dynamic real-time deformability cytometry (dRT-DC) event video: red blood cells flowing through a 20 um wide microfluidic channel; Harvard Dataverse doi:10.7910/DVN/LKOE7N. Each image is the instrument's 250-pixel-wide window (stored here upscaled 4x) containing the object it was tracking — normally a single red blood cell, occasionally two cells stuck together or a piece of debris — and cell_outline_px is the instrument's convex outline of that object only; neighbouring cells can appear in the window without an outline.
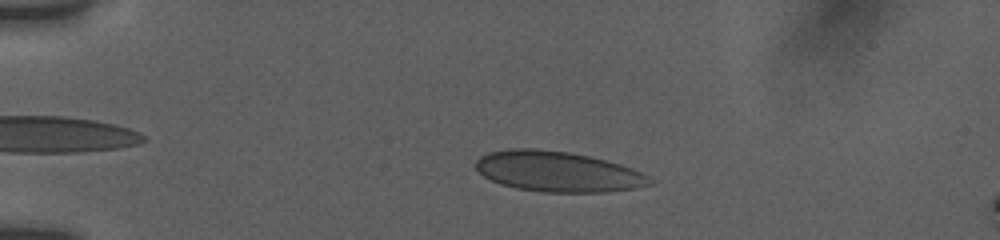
{"species": "human", "species_latin": "Homo sapiens", "temperature_condition": "room temperature", "stored_images_in_passage": 18, "camera_frame_rate_fps": 3000, "um_per_image_px": 0.085, "donor": {"sex": "female"}, "frame": {"image": 1, "passage_image": 10, "time_ms": 3.333, "image_size_px": [1000, 240], "cell_outline_px": [[652, 184], [632, 188], [604, 192], [544, 192], [516, 188], [500, 184], [484, 176], [476, 168], [476, 160], [480, 156], [492, 152], [512, 148], [532, 148], [568, 152], [588, 156], [620, 164], [632, 168], [648, 176], [652, 180]], "centroid_in_image_um": [47.39, 14.58], "position_along_channel_um": 37.6, "area_um2": 40.58}}
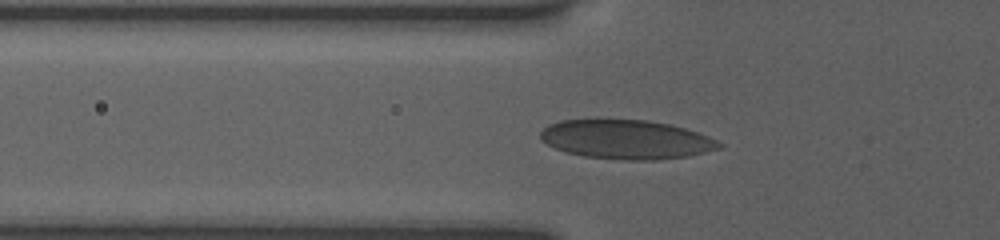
{"frame": {"image": 2, "passage_image": 16, "time_ms": 5.667, "image_size_px": [1000, 240], "cell_outline_px": [[724, 144], [720, 148], [688, 156], [656, 160], [624, 160], [584, 156], [564, 152], [540, 140], [540, 132], [548, 124], [560, 120], [648, 120], [668, 124], [684, 128], [708, 136]], "centroid_in_image_um": [53.21, 11.86], "position_along_channel_um": 72.6, "area_um2": 40.58}}